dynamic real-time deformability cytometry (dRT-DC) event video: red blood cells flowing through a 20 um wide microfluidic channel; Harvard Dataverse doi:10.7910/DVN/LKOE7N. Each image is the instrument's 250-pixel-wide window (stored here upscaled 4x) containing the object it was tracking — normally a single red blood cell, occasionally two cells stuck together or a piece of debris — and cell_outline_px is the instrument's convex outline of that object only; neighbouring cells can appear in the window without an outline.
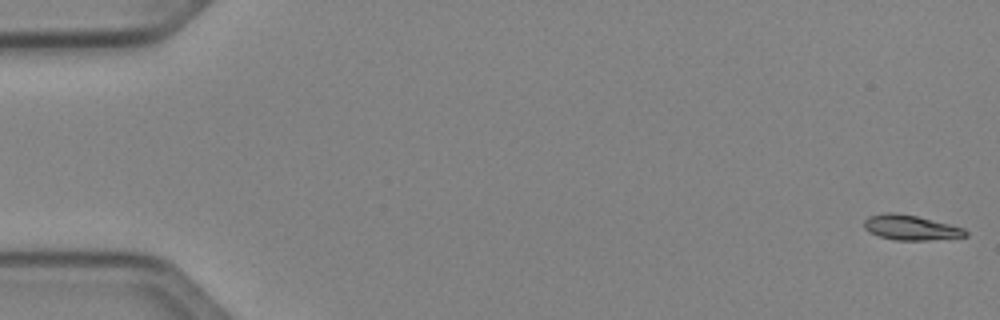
{"species": "Egyptian fruit bat (a non-hibernating species)", "species_latin": "Rousettus aegyptiacus", "temperature_condition": "cold", "stored_images_in_passage": 52, "camera_frame_rate_fps": 3000, "um_per_image_px": 0.085, "animal": {"sex": "female"}, "frame": {"image": 1, "passage_image": 1, "time_ms": 0.0, "image_size_px": [1000, 320], "cell_outline_px": [[968, 236], [928, 240], [896, 240], [880, 236], [868, 232], [864, 228], [864, 220], [868, 216], [884, 212], [892, 212], [916, 216], [964, 228], [968, 232]], "centroid_in_image_um": [77.38, 19.34], "position_along_channel_um": 7.6, "area_um2": 14.68}}
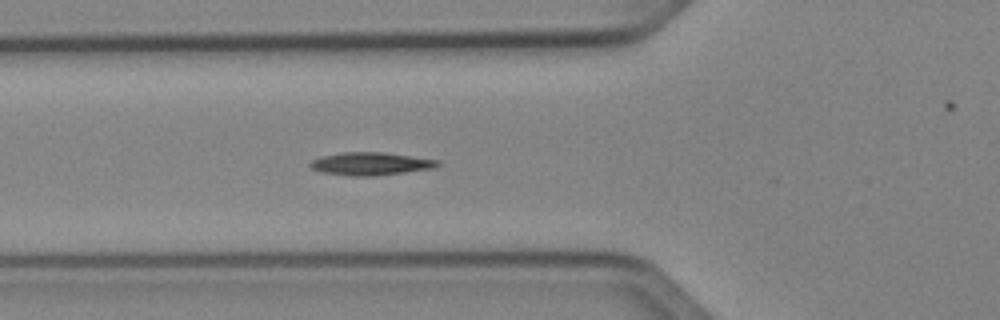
{"frame": {"image": 2, "passage_image": 19, "time_ms": 6.0, "image_size_px": [1000, 320], "cell_outline_px": [[440, 164], [436, 168], [376, 176], [352, 176], [320, 172], [312, 168], [308, 164], [312, 160], [320, 156], [344, 152], [380, 152], [440, 160]], "centroid_in_image_um": [31.5, 13.92], "position_along_channel_um": 94.3, "area_um2": 17.05}}
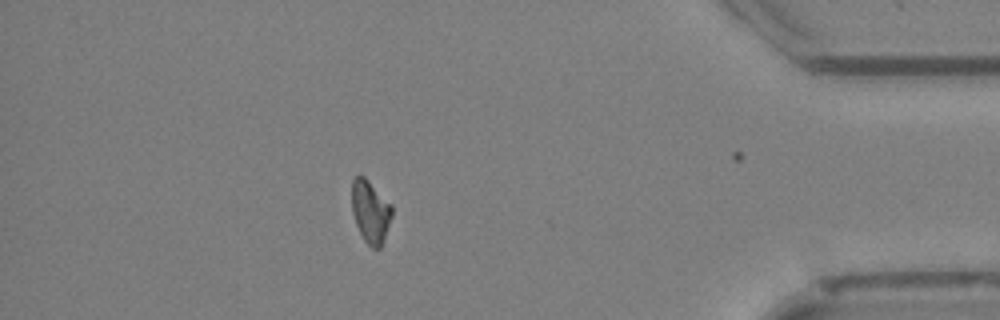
{"frame": {"image": 3, "passage_image": 45, "time_ms": 14.667, "image_size_px": [1000, 320], "cell_outline_px": [[392, 216], [384, 240], [380, 248], [372, 248], [364, 240], [356, 224], [352, 212], [352, 180], [356, 176], [364, 176], [392, 204]], "centroid_in_image_um": [31.5, 17.99], "position_along_channel_um": 403.7, "area_um2": 14.62}, "authors_computed_cell_mechanics": {"area_um2": 15.1147, "velocity_mm_per_s": 4.041, "shape_relaxation_time_tau1_ms": 6.6756, "shape_relaxation_time_tau2_ms": null, "deformation_change_tau1": 0.1778, "deformation_change_tau2": null}}